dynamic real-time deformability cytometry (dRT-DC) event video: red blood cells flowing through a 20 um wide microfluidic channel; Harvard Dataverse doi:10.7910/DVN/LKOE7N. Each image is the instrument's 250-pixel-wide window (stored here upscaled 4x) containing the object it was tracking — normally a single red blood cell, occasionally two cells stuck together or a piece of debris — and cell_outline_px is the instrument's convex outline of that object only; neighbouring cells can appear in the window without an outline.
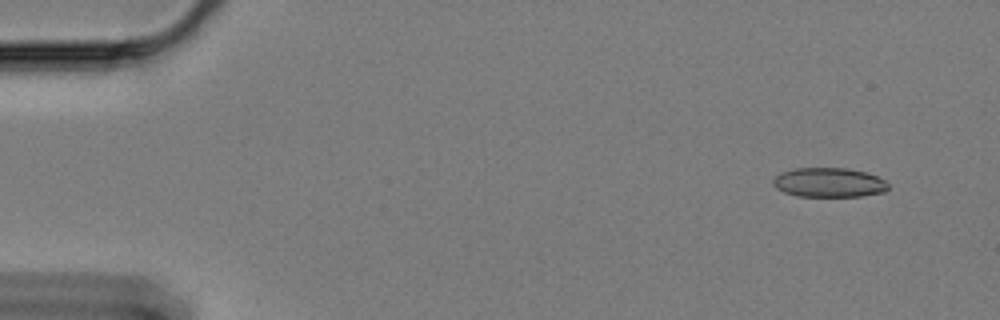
{"species": "Egyptian fruit bat (a non-hibernating species)", "species_latin": "Rousettus aegyptiacus", "temperature_condition": "cold", "stored_images_in_passage": 15, "camera_frame_rate_fps": 3000, "um_per_image_px": 0.085, "animal": {"sex": "female"}, "frame": {"image": 1, "passage_image": 1, "time_ms": 0.0, "image_size_px": [1000, 320], "cell_outline_px": [[888, 188], [884, 192], [860, 196], [796, 196], [784, 192], [776, 188], [772, 184], [772, 180], [780, 172], [796, 168], [848, 168], [868, 172], [884, 180], [888, 184]], "centroid_in_image_um": [70.44, 15.5], "position_along_channel_um": 14.6, "area_um2": 19.83}}
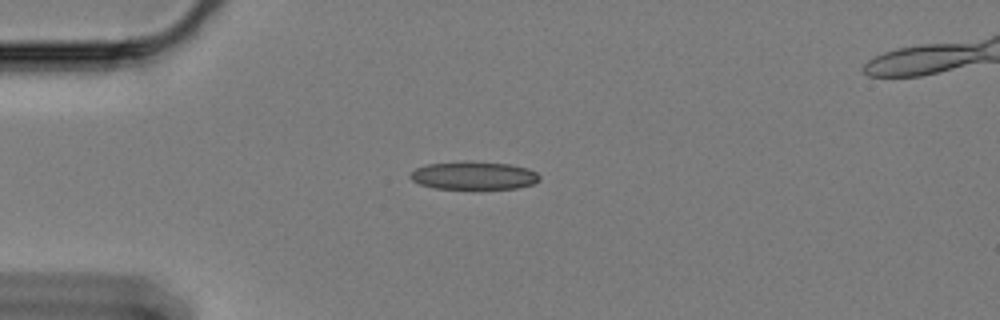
{"frame": {"image": 2, "passage_image": 12, "time_ms": 3.667, "image_size_px": [1000, 320], "cell_outline_px": [[540, 180], [532, 184], [516, 188], [432, 188], [420, 184], [412, 180], [408, 176], [416, 168], [424, 164], [468, 160], [508, 164], [528, 168], [536, 172], [540, 176]], "centroid_in_image_um": [40.24, 14.9], "position_along_channel_um": 44.8, "area_um2": 21.21}}